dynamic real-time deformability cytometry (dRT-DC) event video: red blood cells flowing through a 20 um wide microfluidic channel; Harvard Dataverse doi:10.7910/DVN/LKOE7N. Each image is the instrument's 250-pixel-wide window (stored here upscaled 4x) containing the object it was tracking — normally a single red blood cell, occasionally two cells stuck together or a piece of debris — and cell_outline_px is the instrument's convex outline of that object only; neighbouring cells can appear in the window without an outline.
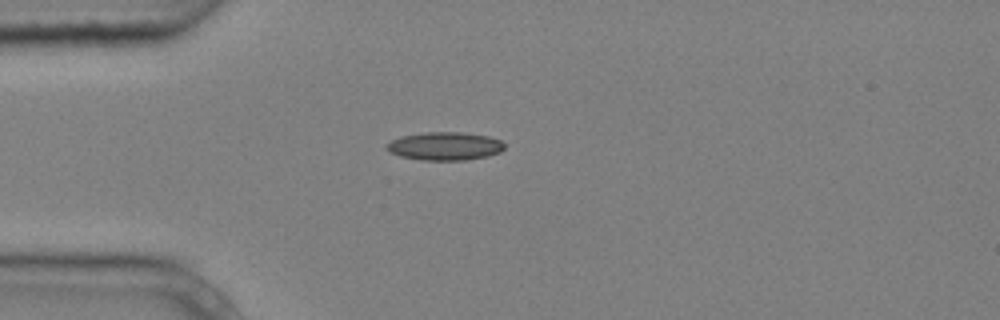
{"species": "common noctule bat (a hibernating species)", "species_latin": "Nyctalus noctula", "temperature_condition": "cold", "stored_images_in_passage": 5, "camera_frame_rate_fps": 3000, "um_per_image_px": 0.085, "animal": {"sex": "male", "body_mass_g": 20.4}, "frame": {"image": 1, "passage_image": 1, "time_ms": 0.0, "image_size_px": [1000, 320], "cell_outline_px": [[504, 148], [500, 152], [488, 156], [464, 160], [420, 160], [400, 156], [388, 152], [384, 148], [392, 140], [400, 136], [424, 132], [460, 132], [488, 136], [500, 140], [504, 144]], "centroid_in_image_um": [37.78, 12.42], "position_along_channel_um": 47.2, "area_um2": 19.42}}
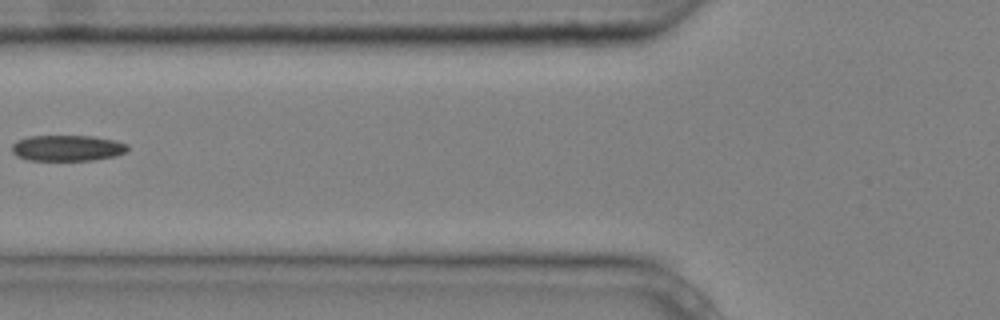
{"frame": {"image": 2, "passage_image": 3, "time_ms": 0.667, "image_size_px": [1000, 320], "cell_outline_px": [[128, 152], [116, 156], [92, 160], [28, 160], [16, 156], [12, 152], [12, 144], [16, 140], [28, 136], [92, 136], [116, 140], [128, 144]], "centroid_in_image_um": [5.74, 12.58], "position_along_channel_um": 120.1, "area_um2": 17.69}}